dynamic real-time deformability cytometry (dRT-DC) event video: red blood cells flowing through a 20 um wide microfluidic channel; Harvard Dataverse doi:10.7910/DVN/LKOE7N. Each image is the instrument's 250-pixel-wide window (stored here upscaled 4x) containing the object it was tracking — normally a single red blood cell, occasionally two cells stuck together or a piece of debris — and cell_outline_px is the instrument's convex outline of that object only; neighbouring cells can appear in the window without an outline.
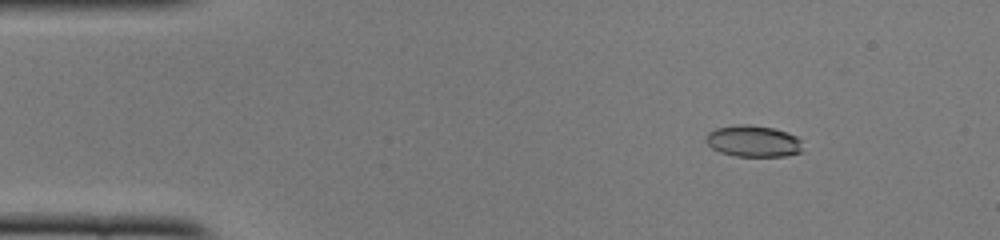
{"species": "common noctule bat (a hibernating species)", "species_latin": "Nyctalus noctula", "temperature_condition": "cold", "stored_images_in_passage": 51, "camera_frame_rate_fps": 3000, "um_per_image_px": 0.085, "animal": {"sex": "female", "body_mass_g": 22.0, "forearm_length_mm": 56.7}, "frame": {"image": 1, "passage_image": 7, "time_ms": 2.0, "image_size_px": [1000, 240], "cell_outline_px": [[800, 152], [784, 156], [736, 156], [720, 152], [712, 148], [704, 140], [708, 132], [716, 128], [740, 124], [748, 124], [772, 128], [788, 132], [796, 136], [800, 140]], "centroid_in_image_um": [63.98, 11.99], "position_along_channel_um": 21.0, "area_um2": 17.63}}
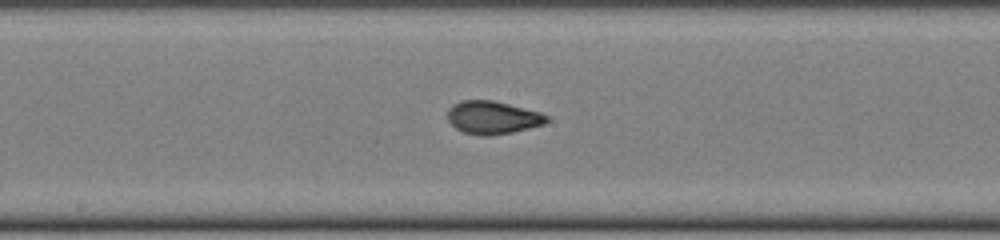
{"frame": {"image": 2, "passage_image": 27, "time_ms": 8.667, "image_size_px": [1000, 240], "cell_outline_px": [[548, 120], [544, 124], [512, 132], [488, 136], [484, 136], [464, 132], [456, 128], [448, 120], [448, 108], [452, 104], [460, 100], [492, 100], [540, 112], [548, 116]], "centroid_in_image_um": [41.85, 9.98], "position_along_channel_um": 206.3, "area_um2": 18.9}}
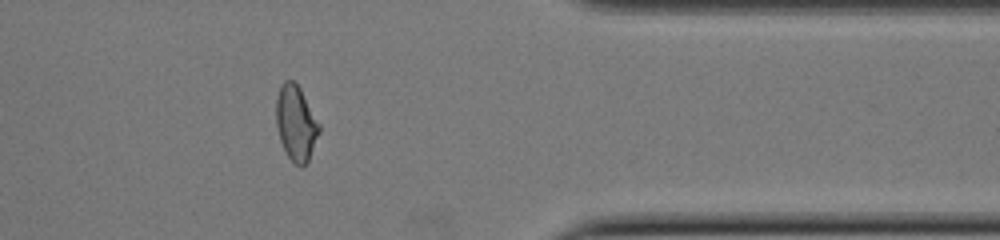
{"frame": {"image": 3, "passage_image": 42, "time_ms": 13.667, "image_size_px": [1000, 240], "cell_outline_px": [[320, 132], [308, 160], [300, 168], [288, 156], [280, 140], [276, 124], [276, 100], [280, 88], [284, 80], [292, 80], [300, 88], [320, 124]], "centroid_in_image_um": [25.16, 10.46], "position_along_channel_um": 386.2, "area_um2": 18.61}, "authors_computed_cell_mechanics": {"area_um2": 18.6116, "velocity_mm_per_s": 3.934, "shape_relaxation_time_tau1_ms": 8.6651, "shape_relaxation_time_tau2_ms": 1.0643, "deformation_change_tau1": 0.2353, "deformation_change_tau2": 0.067}}